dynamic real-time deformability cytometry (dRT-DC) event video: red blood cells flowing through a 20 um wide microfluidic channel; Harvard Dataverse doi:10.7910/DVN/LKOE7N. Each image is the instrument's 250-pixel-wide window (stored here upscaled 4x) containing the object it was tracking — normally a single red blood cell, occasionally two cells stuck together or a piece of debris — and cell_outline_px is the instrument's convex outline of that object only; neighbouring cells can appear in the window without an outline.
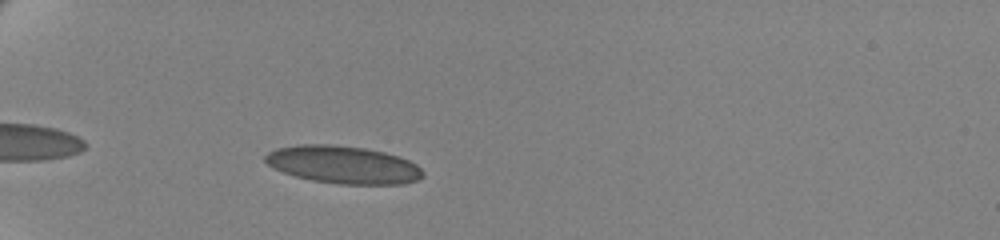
{"species": "human", "species_latin": "Homo sapiens", "temperature_condition": "cold", "stored_images_in_passage": 45, "camera_frame_rate_fps": 3000, "um_per_image_px": 0.085, "donor": {"sex": "female"}, "frame": {"image": 1, "passage_image": 5, "time_ms": 1.333, "image_size_px": [1000, 240], "cell_outline_px": [[424, 176], [416, 180], [404, 184], [340, 184], [312, 180], [296, 176], [272, 168], [264, 160], [264, 156], [268, 152], [276, 148], [300, 144], [332, 144], [364, 148], [384, 152], [400, 156], [416, 164], [424, 172]], "centroid_in_image_um": [29.17, 13.99], "position_along_channel_um": 55.8, "area_um2": 34.68}}
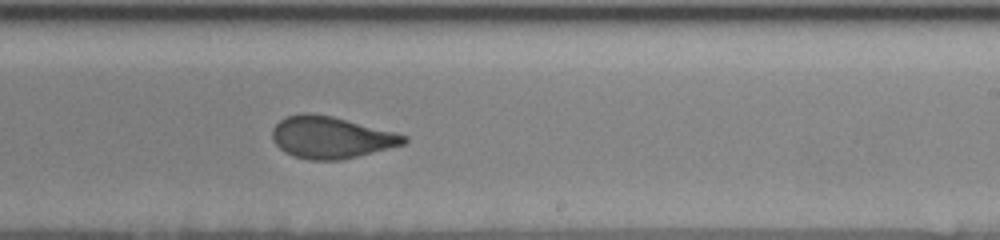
{"frame": {"image": 2, "passage_image": 25, "time_ms": 8.0, "image_size_px": [1000, 240], "cell_outline_px": [[408, 140], [404, 144], [340, 160], [308, 160], [292, 156], [284, 152], [272, 140], [272, 128], [280, 120], [288, 116], [300, 112], [308, 112], [332, 116], [396, 132], [408, 136]], "centroid_in_image_um": [28.1, 11.67], "position_along_channel_um": 260.9, "area_um2": 32.14}}
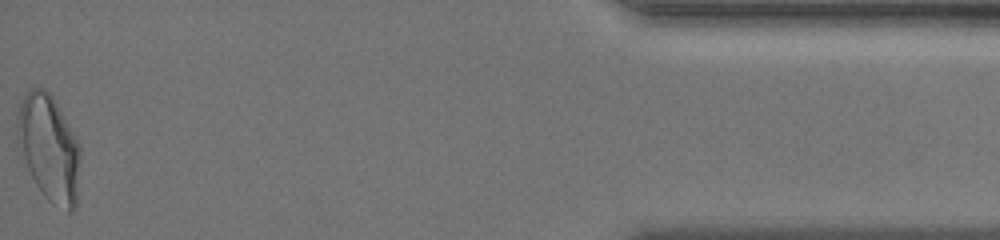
{"frame": {"image": 3, "passage_image": 45, "time_ms": 14.667, "image_size_px": [1000, 240], "cell_outline_px": [[80, 156], [76, 208], [72, 212], [68, 212], [48, 200], [44, 196], [36, 184], [20, 156], [16, 140], [16, 116], [20, 104], [28, 88], [44, 88], [52, 96], [60, 108], [80, 144]], "centroid_in_image_um": [4.14, 12.57], "position_along_channel_um": 431.1, "area_um2": 39.54}, "authors_computed_cell_mechanics": {"area_um2": 33.0038, "velocity_mm_per_s": 3.483, "shape_relaxation_time_tau1_ms": 6.5846, "shape_relaxation_time_tau2_ms": 0.8643, "deformation_change_tau1": 0.167, "deformation_change_tau2": 0.0624}}